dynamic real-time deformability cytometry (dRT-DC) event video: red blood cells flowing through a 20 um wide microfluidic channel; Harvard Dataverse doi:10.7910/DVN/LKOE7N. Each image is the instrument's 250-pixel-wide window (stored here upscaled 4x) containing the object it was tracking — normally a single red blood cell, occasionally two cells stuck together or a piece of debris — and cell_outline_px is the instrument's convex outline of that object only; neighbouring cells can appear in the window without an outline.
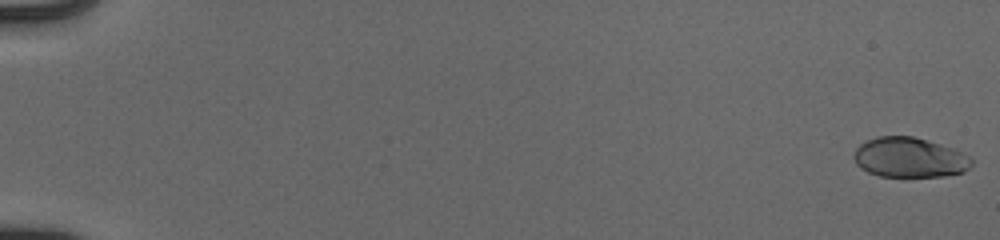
{"species": "human", "species_latin": "Homo sapiens", "temperature_condition": "cold", "stored_images_in_passage": 55, "camera_frame_rate_fps": 3000, "um_per_image_px": 0.085, "donor": {"sex": "male"}, "frame": {"image": 1, "passage_image": 1, "time_ms": 0.0, "image_size_px": [1000, 240], "cell_outline_px": [[972, 164], [964, 172], [944, 176], [880, 176], [868, 172], [860, 168], [856, 164], [852, 156], [856, 148], [860, 144], [876, 136], [912, 136], [956, 148], [972, 156]], "centroid_in_image_um": [77.33, 13.38], "position_along_channel_um": 7.7, "area_um2": 27.69}}
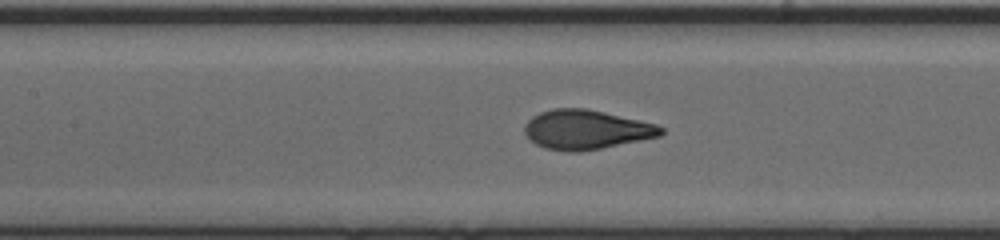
{"frame": {"image": 2, "passage_image": 28, "time_ms": 9.0, "image_size_px": [1000, 240], "cell_outline_px": [[664, 132], [660, 136], [580, 152], [568, 152], [544, 148], [536, 144], [524, 132], [524, 124], [532, 116], [540, 112], [552, 108], [584, 108], [604, 112], [656, 124], [664, 128]], "centroid_in_image_um": [49.8, 11.01], "position_along_channel_um": 157.6, "area_um2": 31.15}}
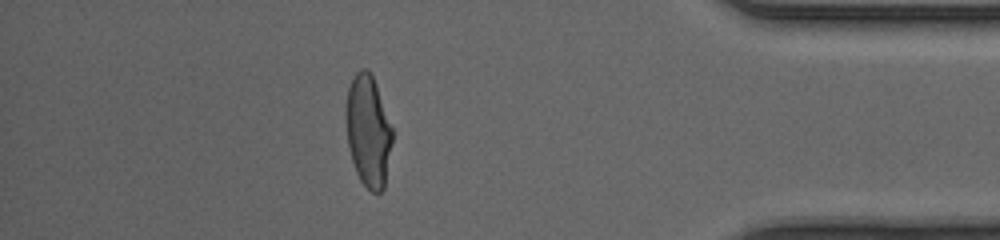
{"frame": {"image": 3, "passage_image": 49, "time_ms": 16.0, "image_size_px": [1000, 240], "cell_outline_px": [[392, 140], [384, 188], [380, 192], [372, 192], [360, 180], [356, 172], [348, 148], [348, 88], [356, 72], [360, 68], [364, 68], [372, 76], [376, 84], [392, 128]], "centroid_in_image_um": [31.32, 11.17], "position_along_channel_um": 403.9, "area_um2": 29.19}, "authors_computed_cell_mechanics": {"area_um2": 30.2294, "velocity_mm_per_s": 3.9702, "shape_relaxation_time_tau1_ms": 4.1664, "shape_relaxation_time_tau2_ms": null, "deformation_change_tau1": 0.1991, "deformation_change_tau2": null}}